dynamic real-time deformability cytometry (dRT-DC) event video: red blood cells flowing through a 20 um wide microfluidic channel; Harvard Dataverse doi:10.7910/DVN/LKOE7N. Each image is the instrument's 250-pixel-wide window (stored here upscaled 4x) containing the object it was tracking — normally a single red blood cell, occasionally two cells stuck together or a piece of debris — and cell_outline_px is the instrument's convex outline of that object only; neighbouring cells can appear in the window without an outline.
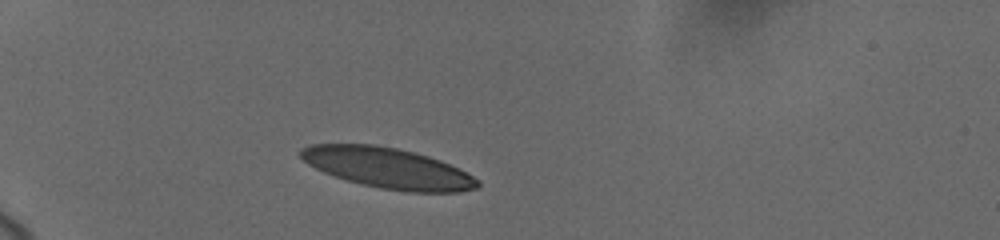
{"species": "human", "species_latin": "Homo sapiens", "temperature_condition": "cold", "stored_images_in_passage": 5, "camera_frame_rate_fps": 3000, "um_per_image_px": 0.085, "donor": {"sex": "female"}, "frame": {"image": 1, "passage_image": 1, "time_ms": 0.0, "image_size_px": [1000, 240], "cell_outline_px": [[480, 184], [476, 188], [460, 192], [408, 192], [380, 188], [348, 180], [324, 172], [308, 164], [296, 152], [300, 148], [308, 144], [376, 144], [416, 152], [440, 160], [480, 180]], "centroid_in_image_um": [32.94, 14.27], "position_along_channel_um": 52.1, "area_um2": 41.62}}
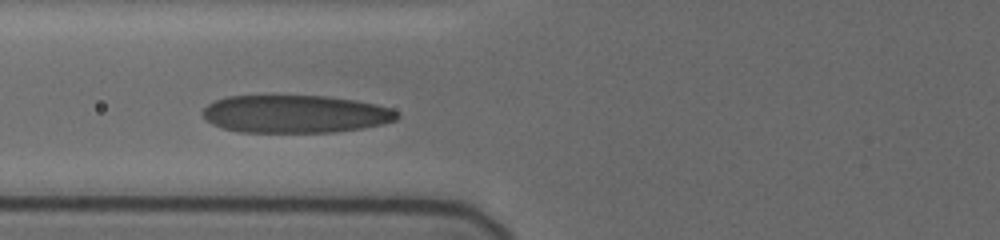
{"frame": {"image": 2, "passage_image": 4, "time_ms": 2.333, "image_size_px": [1000, 240], "cell_outline_px": [[400, 116], [396, 120], [364, 128], [332, 132], [240, 132], [224, 128], [212, 124], [200, 112], [208, 104], [216, 100], [228, 96], [328, 96], [356, 100], [376, 104], [388, 108], [396, 112]], "centroid_in_image_um": [25.09, 9.69], "position_along_channel_um": 100.7, "area_um2": 42.66}}
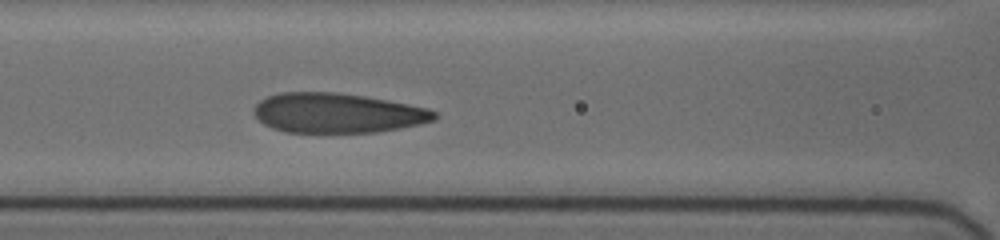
{"frame": {"image": 3, "passage_image": 5, "time_ms": 3.333, "image_size_px": [1000, 240], "cell_outline_px": [[436, 120], [420, 124], [400, 128], [376, 132], [284, 132], [272, 128], [264, 124], [252, 112], [252, 108], [260, 100], [268, 96], [280, 92], [336, 92], [364, 96], [408, 104], [428, 108], [436, 112]], "centroid_in_image_um": [28.65, 9.6], "position_along_channel_um": 137.9, "area_um2": 41.85}}